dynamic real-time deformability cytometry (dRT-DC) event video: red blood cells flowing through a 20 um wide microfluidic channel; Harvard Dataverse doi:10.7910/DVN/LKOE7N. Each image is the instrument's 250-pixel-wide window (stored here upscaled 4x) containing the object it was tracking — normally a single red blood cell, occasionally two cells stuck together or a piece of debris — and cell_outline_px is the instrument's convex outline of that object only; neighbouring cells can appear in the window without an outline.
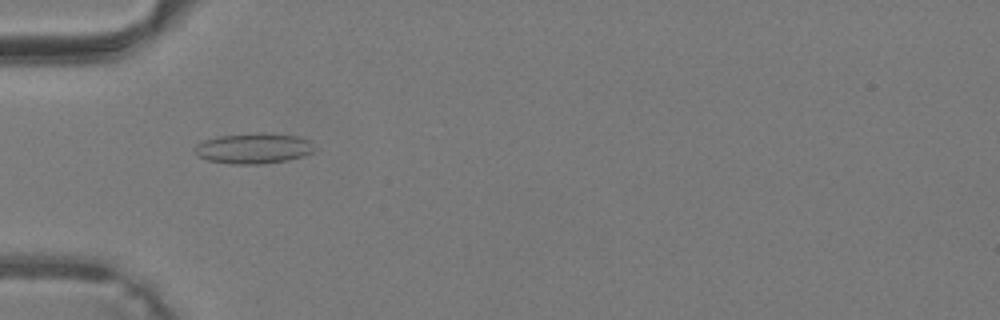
{"species": "common noctule bat (a hibernating species)", "species_latin": "Nyctalus noctula", "temperature_condition": "warm", "stored_images_in_passage": 35, "camera_frame_rate_fps": 3000, "um_per_image_px": 0.085, "animal": {"sex": "male", "body_mass_g": 19.2, "forearm_length_mm": 51.8}, "frame": {"image": 1, "passage_image": 8, "time_ms": 2.333, "image_size_px": [1000, 320], "cell_outline_px": [[320, 148], [304, 156], [288, 160], [260, 164], [228, 164], [208, 160], [200, 156], [192, 148], [196, 144], [204, 140], [220, 136], [260, 132], [272, 132], [300, 136], [312, 140]], "centroid_in_image_um": [21.66, 12.59], "position_along_channel_um": 63.3, "area_um2": 21.91}}
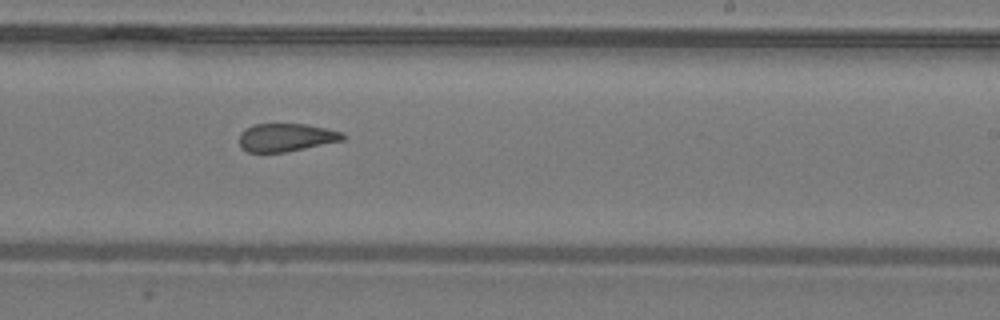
{"frame": {"image": 2, "passage_image": 20, "time_ms": 6.333, "image_size_px": [1000, 320], "cell_outline_px": [[348, 136], [344, 140], [284, 152], [248, 152], [240, 148], [240, 132], [244, 128], [252, 124], [304, 124], [344, 132]], "centroid_in_image_um": [24.31, 11.67], "position_along_channel_um": 264.7, "area_um2": 16.99}}
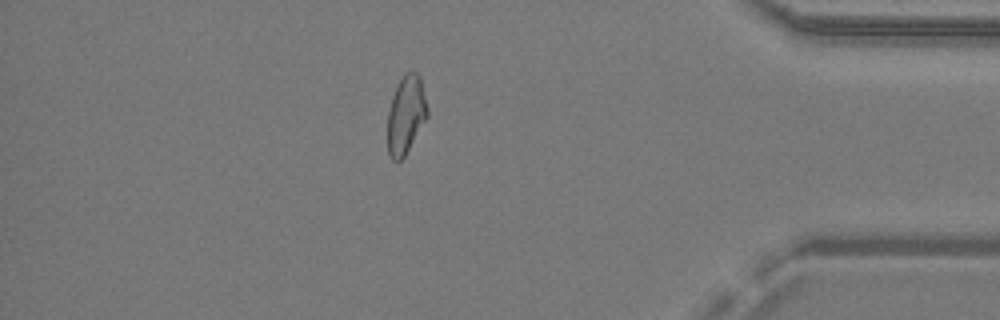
{"frame": {"image": 3, "passage_image": 30, "time_ms": 9.667, "image_size_px": [1000, 320], "cell_outline_px": [[428, 116], [404, 156], [400, 160], [392, 160], [388, 152], [388, 112], [392, 96], [404, 72], [416, 72], [420, 76], [428, 108]], "centroid_in_image_um": [34.51, 9.73], "position_along_channel_um": 400.7, "area_um2": 17.92}}